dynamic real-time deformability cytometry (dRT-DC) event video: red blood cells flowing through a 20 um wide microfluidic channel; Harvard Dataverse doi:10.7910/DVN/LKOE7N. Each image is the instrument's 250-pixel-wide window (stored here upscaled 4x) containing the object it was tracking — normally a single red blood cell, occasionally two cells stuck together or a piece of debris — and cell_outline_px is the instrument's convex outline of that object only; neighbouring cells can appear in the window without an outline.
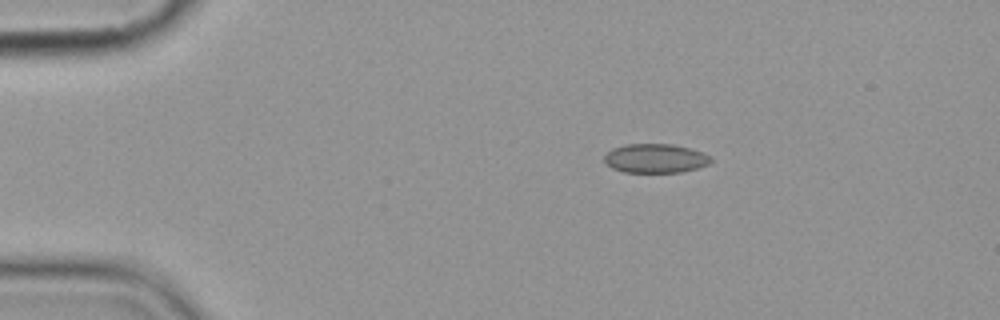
{"species": "common noctule bat (a hibernating species)", "species_latin": "Nyctalus noctula", "temperature_condition": "cold", "stored_images_in_passage": 5, "camera_frame_rate_fps": 3000, "um_per_image_px": 0.085, "animal": {"sex": "female", "body_mass_g": 19.9}, "frame": {"image": 1, "passage_image": 3, "time_ms": 2.333, "image_size_px": [1000, 320], "cell_outline_px": [[712, 160], [708, 164], [696, 168], [680, 172], [624, 172], [612, 168], [604, 164], [604, 156], [612, 148], [624, 144], [672, 144], [688, 148], [712, 156]], "centroid_in_image_um": [55.66, 13.46], "position_along_channel_um": 29.3, "area_um2": 18.03}}